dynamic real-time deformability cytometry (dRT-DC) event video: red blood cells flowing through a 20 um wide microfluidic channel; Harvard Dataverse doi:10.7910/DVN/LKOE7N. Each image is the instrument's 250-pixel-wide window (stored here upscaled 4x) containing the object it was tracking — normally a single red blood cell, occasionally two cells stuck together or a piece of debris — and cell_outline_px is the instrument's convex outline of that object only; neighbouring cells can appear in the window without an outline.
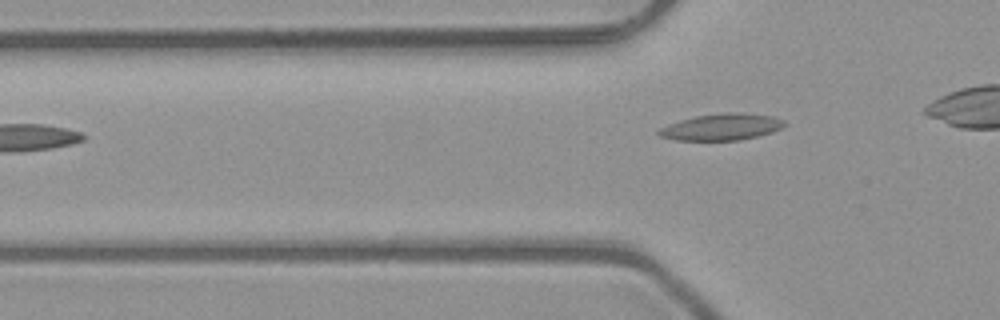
{"species": "common noctule bat (a hibernating species)", "species_latin": "Nyctalus noctula", "temperature_condition": "room temperature", "stored_images_in_passage": 4, "segment_of_instrument_passage": [2, 2], "camera_frame_rate_fps": 3000, "um_per_image_px": 0.085, "animal": {"sex": "male", "body_mass_g": 23.1, "forearm_length_mm": 52.7}, "frame": {"image": 1, "passage_image": 4, "time_ms": 1.0, "image_size_px": [1000, 320], "cell_outline_px": [[784, 124], [780, 128], [772, 132], [740, 140], [676, 140], [660, 136], [656, 132], [660, 128], [668, 124], [680, 120], [696, 116], [732, 112], [772, 116], [784, 120]], "centroid_in_image_um": [61.3, 10.8], "position_along_channel_um": 64.5, "area_um2": 19.07}}